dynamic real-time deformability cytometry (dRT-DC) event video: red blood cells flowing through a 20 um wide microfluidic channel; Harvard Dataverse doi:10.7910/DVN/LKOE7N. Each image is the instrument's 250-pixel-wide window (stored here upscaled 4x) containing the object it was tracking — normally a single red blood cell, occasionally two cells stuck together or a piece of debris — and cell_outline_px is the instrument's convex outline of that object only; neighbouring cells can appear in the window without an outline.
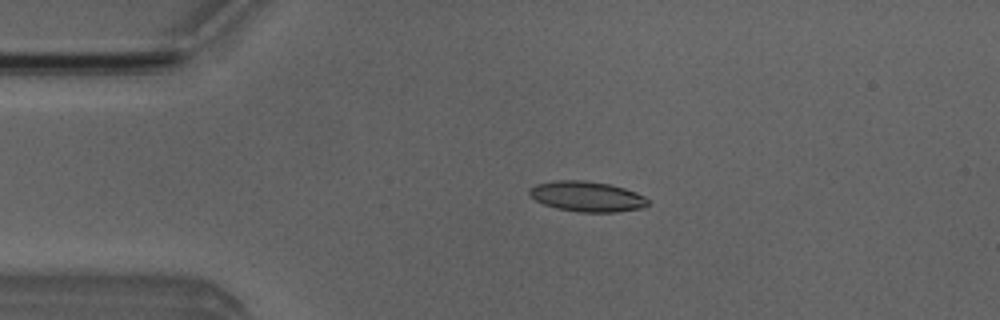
{"species": "Egyptian fruit bat (a non-hibernating species)", "species_latin": "Rousettus aegyptiacus", "temperature_condition": "room temperature", "stored_images_in_passage": 6, "camera_frame_rate_fps": 3000, "um_per_image_px": 0.085, "animal": {"sex": "male"}, "frame": {"image": 1, "passage_image": 5, "time_ms": 2.0, "image_size_px": [1000, 320], "cell_outline_px": [[648, 204], [644, 208], [616, 212], [580, 212], [556, 208], [544, 204], [528, 196], [528, 192], [536, 184], [556, 180], [584, 180], [608, 184], [624, 188], [636, 192], [644, 196], [648, 200]], "centroid_in_image_um": [49.89, 16.7], "position_along_channel_um": 35.1, "area_um2": 20.92}}